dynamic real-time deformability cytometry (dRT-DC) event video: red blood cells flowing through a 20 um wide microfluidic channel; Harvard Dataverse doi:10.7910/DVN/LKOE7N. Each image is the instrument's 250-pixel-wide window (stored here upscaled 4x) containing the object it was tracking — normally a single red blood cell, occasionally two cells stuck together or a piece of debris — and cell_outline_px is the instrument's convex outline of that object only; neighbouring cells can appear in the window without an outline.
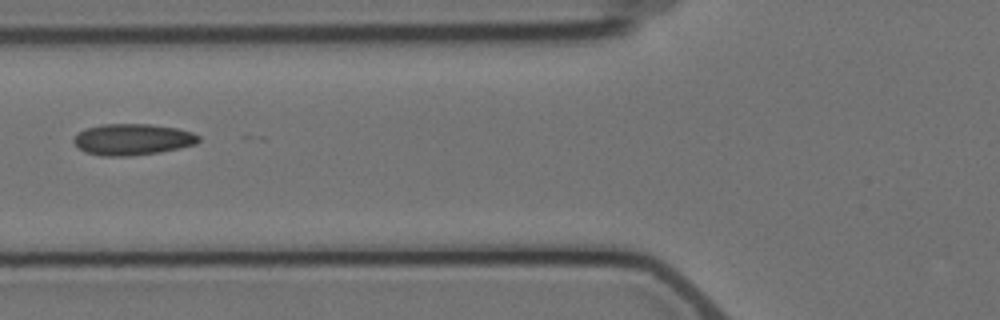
{"species": "Egyptian fruit bat (a non-hibernating species)", "species_latin": "Rousettus aegyptiacus", "temperature_condition": "cold", "stored_images_in_passage": 12, "camera_frame_rate_fps": 3000, "um_per_image_px": 0.085, "animal": {"sex": "female"}, "frame": {"image": 1, "passage_image": 3, "time_ms": 3.333, "image_size_px": [1000, 320], "cell_outline_px": [[200, 140], [196, 144], [180, 148], [160, 152], [132, 156], [100, 156], [84, 152], [72, 140], [84, 128], [100, 124], [148, 124], [176, 128], [192, 132], [200, 136]], "centroid_in_image_um": [11.27, 11.85], "position_along_channel_um": 114.5, "area_um2": 22.89}}
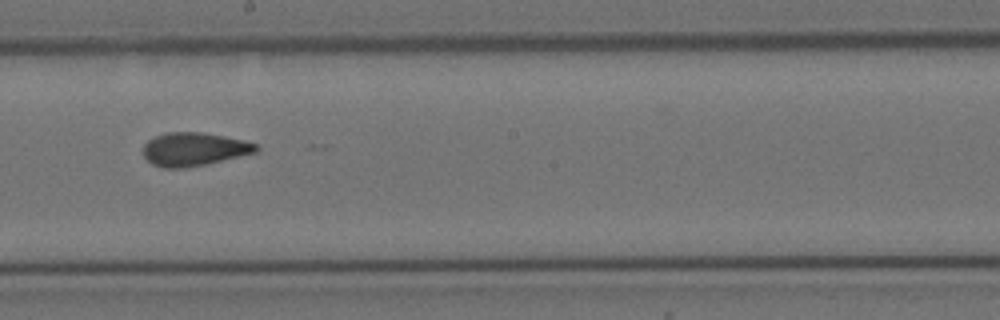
{"frame": {"image": 2, "passage_image": 6, "time_ms": 6.667, "image_size_px": [1000, 320], "cell_outline_px": [[260, 148], [256, 152], [204, 164], [184, 168], [164, 168], [152, 164], [144, 156], [144, 144], [148, 140], [164, 132], [200, 132], [224, 136], [244, 140], [256, 144]], "centroid_in_image_um": [16.47, 12.67], "position_along_channel_um": 231.7, "area_um2": 21.73}}
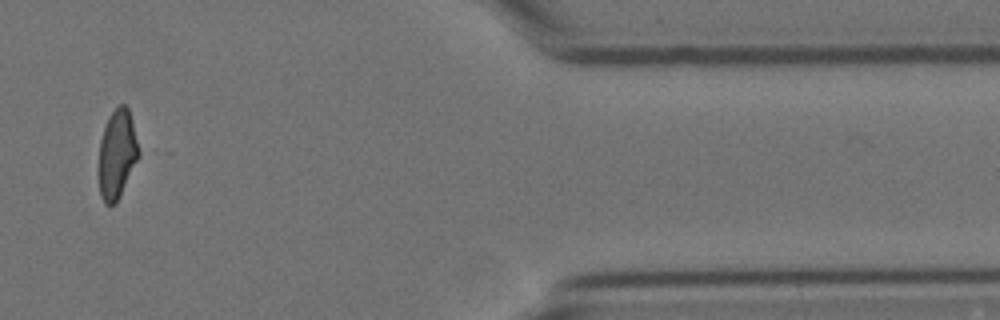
{"frame": {"image": 3, "passage_image": 11, "time_ms": 12.667, "image_size_px": [1000, 320], "cell_outline_px": [[140, 156], [116, 204], [104, 204], [100, 196], [100, 140], [108, 116], [120, 104], [124, 104], [128, 108], [140, 152]], "centroid_in_image_um": [9.97, 13.12], "position_along_channel_um": 401.4, "area_um2": 20.4}, "authors_computed_cell_mechanics": {"area_um2": 21.675, "velocity_mm_per_s": 3.5249, "shape_relaxation_time_tau1_ms": null, "shape_relaxation_time_tau2_ms": 1.8098, "deformation_change_tau1": null, "deformation_change_tau2": 0.0815}}